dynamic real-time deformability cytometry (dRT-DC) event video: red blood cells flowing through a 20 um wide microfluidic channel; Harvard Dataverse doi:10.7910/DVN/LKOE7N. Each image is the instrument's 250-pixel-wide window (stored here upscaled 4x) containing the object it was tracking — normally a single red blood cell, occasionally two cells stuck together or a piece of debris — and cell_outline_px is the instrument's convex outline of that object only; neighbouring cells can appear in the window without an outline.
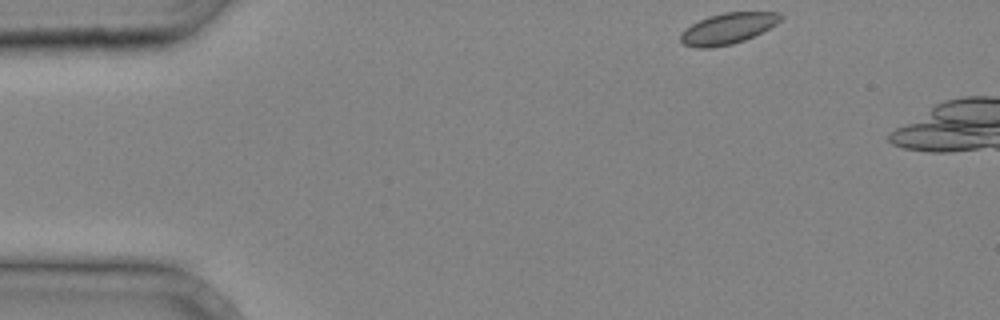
{"species": "common noctule bat (a hibernating species)", "species_latin": "Nyctalus noctula", "temperature_condition": "cold", "stored_images_in_passage": 8, "camera_frame_rate_fps": 3000, "um_per_image_px": 0.085, "animal": {"sex": "male", "body_mass_g": 20.4}, "frame": {"image": 1, "passage_image": 1, "time_ms": 0.0, "image_size_px": [1000, 320], "cell_outline_px": [[784, 16], [776, 24], [744, 40], [732, 44], [712, 48], [696, 48], [684, 44], [680, 40], [680, 32], [684, 28], [708, 16], [724, 12], [780, 12]], "centroid_in_image_um": [61.83, 2.42], "position_along_channel_um": 23.2, "area_um2": 18.03}}